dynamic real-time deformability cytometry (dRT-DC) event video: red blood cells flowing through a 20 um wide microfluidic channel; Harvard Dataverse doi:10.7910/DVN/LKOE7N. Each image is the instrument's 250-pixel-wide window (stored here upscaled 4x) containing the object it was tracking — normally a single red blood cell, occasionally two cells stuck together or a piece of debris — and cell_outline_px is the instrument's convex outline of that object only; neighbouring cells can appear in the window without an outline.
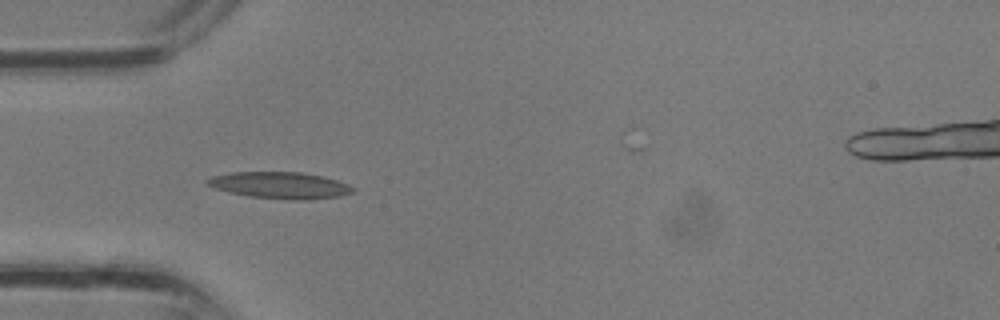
{"species": "common noctule bat (a hibernating species)", "species_latin": "Nyctalus noctula", "temperature_condition": "room temperature", "stored_images_in_passage": 27, "segment_of_instrument_passage": [1, 2], "camera_frame_rate_fps": 3000, "um_per_image_px": 0.085, "animal": {"sex": "male", "body_mass_g": 13.3}, "frame": {"image": 1, "passage_image": 1, "time_ms": 0.0, "image_size_px": [1000, 320], "cell_outline_px": [[356, 188], [352, 192], [340, 196], [304, 200], [296, 200], [248, 196], [228, 192], [216, 188], [208, 184], [204, 180], [212, 176], [232, 172], [300, 172], [324, 176], [348, 184]], "centroid_in_image_um": [23.81, 15.74], "position_along_channel_um": 61.2, "area_um2": 22.48}}
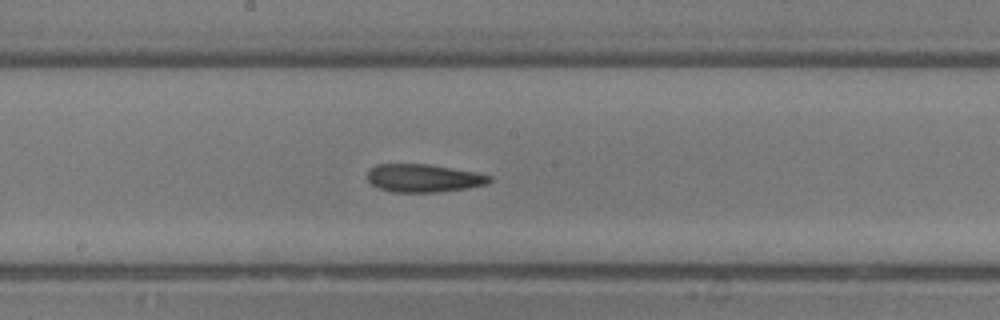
{"frame": {"image": 2, "passage_image": 9, "time_ms": 2.667, "image_size_px": [1000, 320], "cell_outline_px": [[492, 180], [484, 184], [468, 188], [436, 192], [392, 192], [380, 188], [372, 184], [368, 180], [368, 172], [376, 164], [428, 164], [476, 172], [492, 176]], "centroid_in_image_um": [36.01, 15.14], "position_along_channel_um": 212.2, "area_um2": 19.77}}
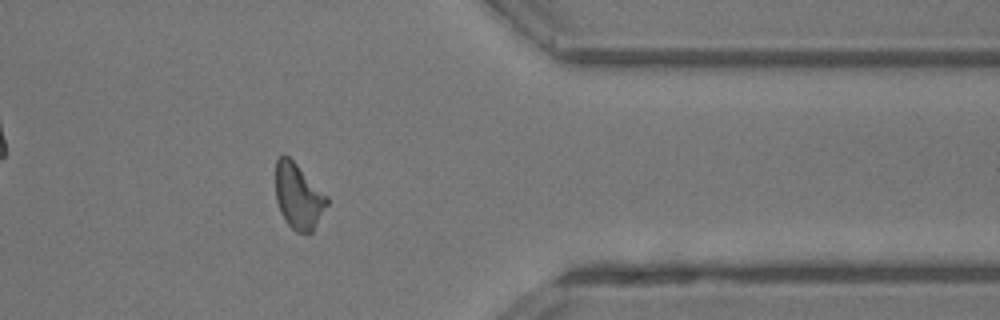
{"frame": {"image": 3, "passage_image": 19, "time_ms": 6.0, "image_size_px": [1000, 320], "cell_outline_px": [[328, 204], [312, 232], [308, 236], [296, 232], [288, 224], [280, 212], [276, 200], [276, 160], [284, 152], [328, 196]], "centroid_in_image_um": [25.36, 16.71], "position_along_channel_um": 386.0, "area_um2": 19.65}}